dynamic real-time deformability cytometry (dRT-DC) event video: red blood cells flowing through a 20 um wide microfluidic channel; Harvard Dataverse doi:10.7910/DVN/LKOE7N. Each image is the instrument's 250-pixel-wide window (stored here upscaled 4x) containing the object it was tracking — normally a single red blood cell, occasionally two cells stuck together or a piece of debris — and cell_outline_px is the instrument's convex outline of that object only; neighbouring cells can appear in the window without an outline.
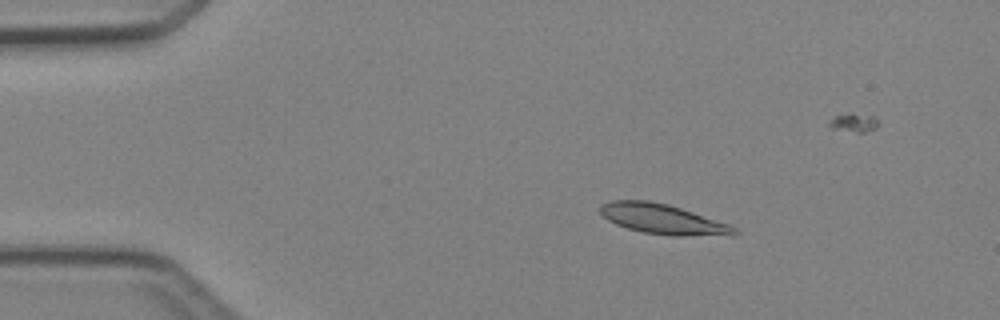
{"species": "Egyptian fruit bat (a non-hibernating species)", "species_latin": "Rousettus aegyptiacus", "temperature_condition": "cold", "stored_images_in_passage": 5, "camera_frame_rate_fps": 3000, "um_per_image_px": 0.085, "animal": {"sex": "female"}, "frame": {"image": 1, "passage_image": 3, "time_ms": 2.333, "image_size_px": [1000, 320], "cell_outline_px": [[740, 232], [732, 236], [672, 236], [644, 232], [628, 228], [616, 224], [608, 220], [600, 212], [600, 204], [612, 200], [648, 200], [668, 204], [728, 224], [736, 228]], "centroid_in_image_um": [56.36, 18.64], "position_along_channel_um": 28.6, "area_um2": 23.47}}